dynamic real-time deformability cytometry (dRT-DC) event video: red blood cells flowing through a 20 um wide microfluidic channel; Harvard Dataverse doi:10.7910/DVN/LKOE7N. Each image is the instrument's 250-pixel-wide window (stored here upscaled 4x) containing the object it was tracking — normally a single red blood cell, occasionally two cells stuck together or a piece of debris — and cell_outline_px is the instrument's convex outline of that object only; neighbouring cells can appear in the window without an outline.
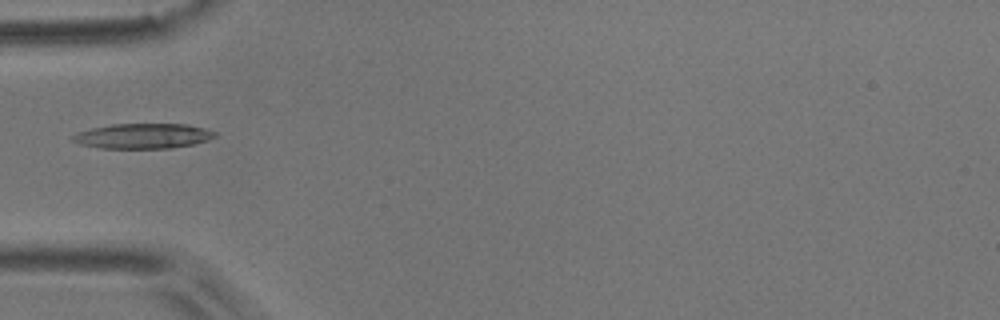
{"species": "common noctule bat (a hibernating species)", "species_latin": "Nyctalus noctula", "temperature_condition": "room temperature", "stored_images_in_passage": 5, "camera_frame_rate_fps": 3000, "um_per_image_px": 0.085, "animal": {"sex": "male", "body_mass_g": 17.9}, "frame": {"image": 1, "passage_image": 4, "time_ms": 1.0, "image_size_px": [1000, 320], "cell_outline_px": [[216, 136], [208, 140], [192, 144], [172, 148], [100, 148], [80, 144], [72, 140], [72, 136], [76, 132], [92, 128], [112, 124], [184, 124], [204, 128], [216, 132]], "centroid_in_image_um": [12.14, 11.56], "position_along_channel_um": 72.9, "area_um2": 20.69}}
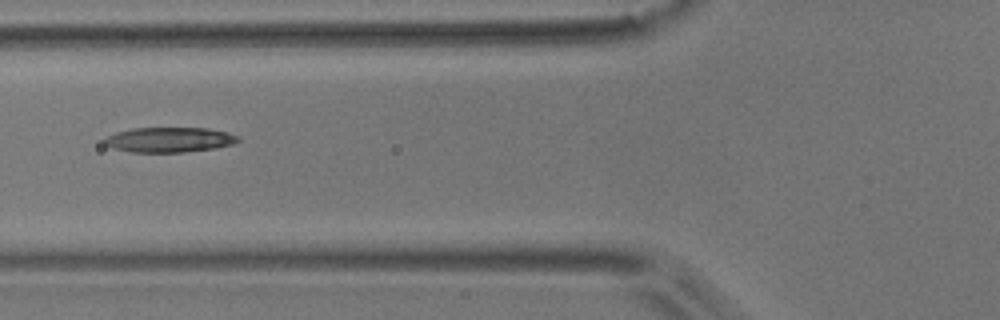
{"frame": {"image": 2, "passage_image": 5, "time_ms": 1.333, "image_size_px": [1000, 320], "cell_outline_px": [[240, 140], [232, 144], [216, 148], [184, 152], [132, 152], [112, 148], [104, 144], [104, 140], [108, 136], [116, 132], [132, 128], [208, 128], [228, 132], [240, 136]], "centroid_in_image_um": [14.42, 11.87], "position_along_channel_um": 111.4, "area_um2": 19.54}}